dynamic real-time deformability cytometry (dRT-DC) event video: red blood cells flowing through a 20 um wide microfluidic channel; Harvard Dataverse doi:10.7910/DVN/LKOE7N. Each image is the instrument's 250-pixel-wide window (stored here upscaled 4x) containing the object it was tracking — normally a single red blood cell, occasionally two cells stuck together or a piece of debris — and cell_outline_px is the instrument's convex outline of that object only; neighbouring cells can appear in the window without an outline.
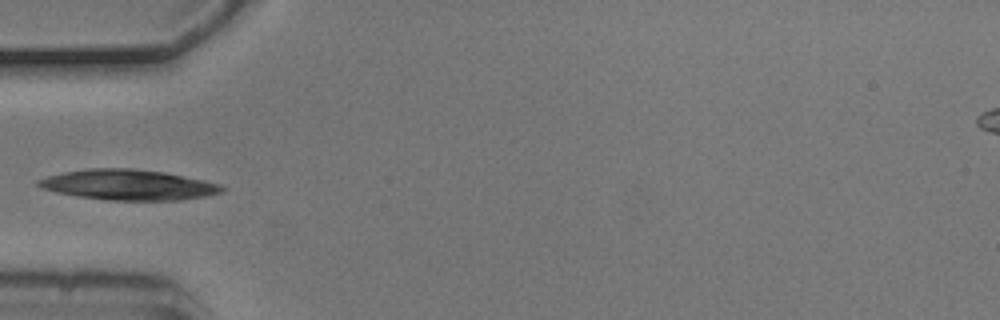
{"species": "common noctule bat (a hibernating species)", "species_latin": "Nyctalus noctula", "temperature_condition": "cold", "stored_images_in_passage": 5, "camera_frame_rate_fps": 3000, "um_per_image_px": 0.085, "animal": {"sex": "male", "body_mass_g": 20.5, "forearm_length_mm": 52.5}, "frame": {"image": 1, "passage_image": 4, "time_ms": 1.0, "image_size_px": [1000, 320], "cell_outline_px": [[228, 188], [224, 192], [204, 196], [180, 200], [108, 200], [76, 196], [56, 192], [40, 188], [36, 184], [36, 180], [48, 176], [64, 172], [92, 168], [132, 168], [164, 172], [204, 180], [220, 184]], "centroid_in_image_um": [10.92, 15.71], "position_along_channel_um": 74.1, "area_um2": 32.6}}